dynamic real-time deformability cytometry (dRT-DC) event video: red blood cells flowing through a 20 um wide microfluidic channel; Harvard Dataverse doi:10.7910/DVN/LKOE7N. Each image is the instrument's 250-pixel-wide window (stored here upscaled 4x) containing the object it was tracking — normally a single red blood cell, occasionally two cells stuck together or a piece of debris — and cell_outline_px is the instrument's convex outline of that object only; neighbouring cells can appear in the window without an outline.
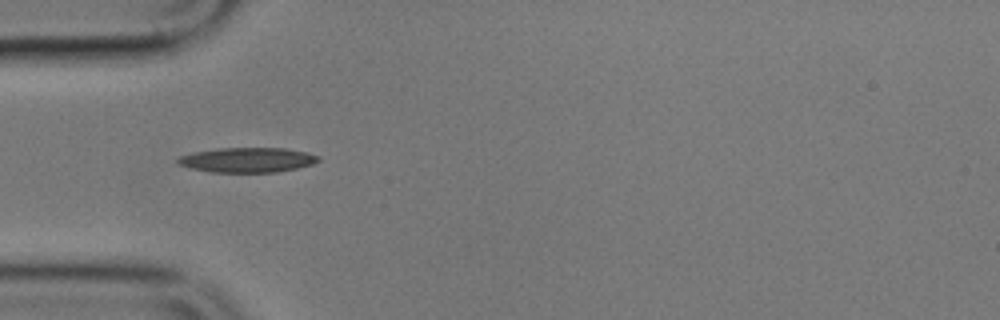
{"species": "common noctule bat (a hibernating species)", "species_latin": "Nyctalus noctula", "temperature_condition": "cold", "stored_images_in_passage": 2, "camera_frame_rate_fps": 3000, "um_per_image_px": 0.085, "animal": {"sex": "male", "body_mass_g": 17.9}, "frame": {"image": 1, "passage_image": 1, "time_ms": 0.0, "image_size_px": [1000, 320], "cell_outline_px": [[320, 160], [312, 164], [296, 168], [276, 172], [212, 172], [192, 168], [180, 164], [176, 160], [180, 156], [196, 152], [220, 148], [284, 148], [308, 152], [320, 156]], "centroid_in_image_um": [21.09, 13.59], "position_along_channel_um": 63.9, "area_um2": 20.11}}
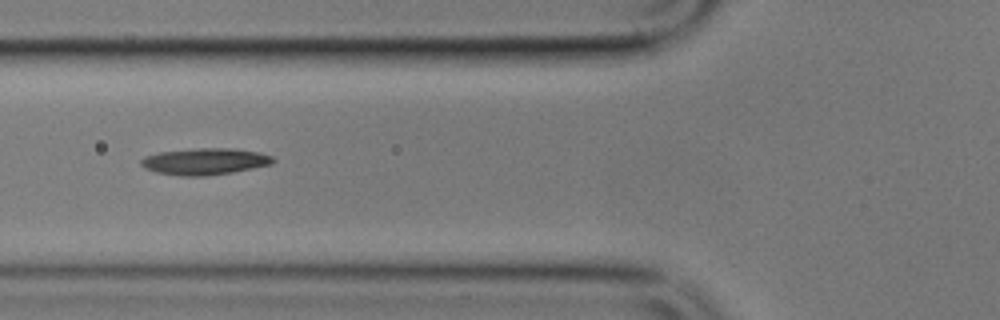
{"frame": {"image": 2, "passage_image": 2, "time_ms": 1.333, "image_size_px": [1000, 320], "cell_outline_px": [[276, 160], [272, 164], [232, 172], [204, 176], [180, 176], [156, 172], [144, 168], [140, 164], [140, 160], [144, 156], [160, 152], [200, 148], [232, 148], [260, 152], [272, 156]], "centroid_in_image_um": [17.41, 13.72], "position_along_channel_um": 108.4, "area_um2": 20.46}}